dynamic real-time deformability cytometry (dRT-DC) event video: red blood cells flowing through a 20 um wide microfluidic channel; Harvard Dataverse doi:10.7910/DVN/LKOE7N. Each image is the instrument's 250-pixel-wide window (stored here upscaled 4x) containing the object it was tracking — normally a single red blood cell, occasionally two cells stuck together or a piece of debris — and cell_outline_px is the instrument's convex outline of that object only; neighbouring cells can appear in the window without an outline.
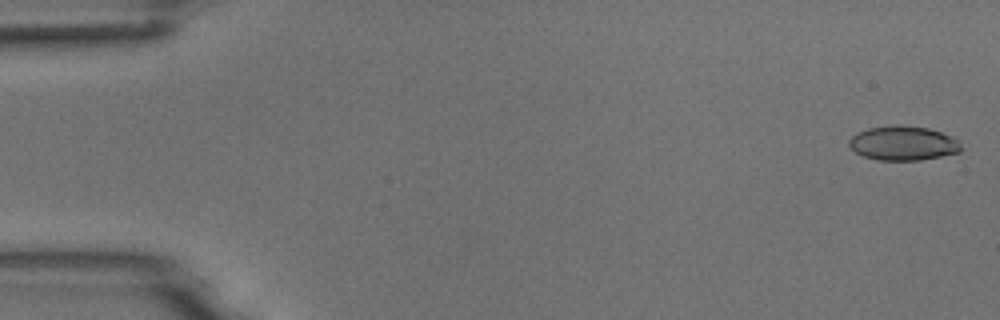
{"species": "common noctule bat (a hibernating species)", "species_latin": "Nyctalus noctula", "temperature_condition": "room temperature", "stored_images_in_passage": 5, "camera_frame_rate_fps": 3000, "um_per_image_px": 0.085, "animal": {"sex": "male", "body_mass_g": 18.8}, "frame": {"image": 1, "passage_image": 1, "time_ms": 0.0, "image_size_px": [1000, 320], "cell_outline_px": [[964, 148], [960, 152], [920, 160], [876, 160], [864, 156], [856, 152], [848, 144], [848, 140], [856, 132], [868, 128], [900, 124], [928, 128], [940, 132], [956, 140]], "centroid_in_image_um": [76.74, 12.17], "position_along_channel_um": 8.3, "area_um2": 22.37}}
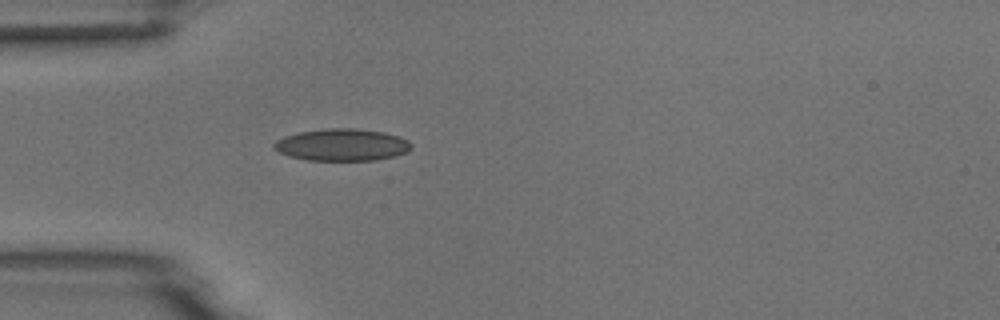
{"frame": {"image": 2, "passage_image": 5, "time_ms": 4.667, "image_size_px": [1000, 320], "cell_outline_px": [[412, 148], [408, 152], [396, 156], [376, 160], [308, 160], [288, 156], [272, 148], [272, 144], [276, 140], [284, 136], [300, 132], [328, 128], [356, 128], [384, 132], [400, 136], [408, 140], [412, 144]], "centroid_in_image_um": [29.09, 12.31], "position_along_channel_um": 55.9, "area_um2": 25.89}}